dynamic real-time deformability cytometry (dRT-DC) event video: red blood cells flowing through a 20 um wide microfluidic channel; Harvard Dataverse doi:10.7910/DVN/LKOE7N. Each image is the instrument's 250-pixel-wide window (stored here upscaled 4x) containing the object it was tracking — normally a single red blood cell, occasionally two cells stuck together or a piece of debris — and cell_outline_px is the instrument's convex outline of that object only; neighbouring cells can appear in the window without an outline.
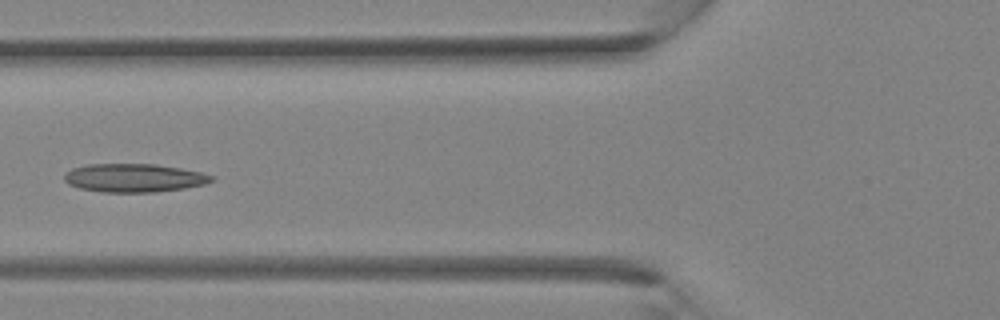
{"species": "Egyptian fruit bat (a non-hibernating species)", "species_latin": "Rousettus aegyptiacus", "temperature_condition": "room temperature", "stored_images_in_passage": 26, "camera_frame_rate_fps": 3000, "um_per_image_px": 0.085, "animal": {"sex": "female"}, "frame": {"image": 1, "passage_image": 4, "time_ms": 1.0, "image_size_px": [1000, 320], "cell_outline_px": [[216, 176], [212, 180], [204, 184], [184, 188], [156, 192], [100, 192], [80, 188], [68, 184], [64, 180], [64, 176], [72, 168], [88, 164], [156, 164], [180, 168], [200, 172]], "centroid_in_image_um": [11.39, 15.12], "position_along_channel_um": 114.4, "area_um2": 24.33}}
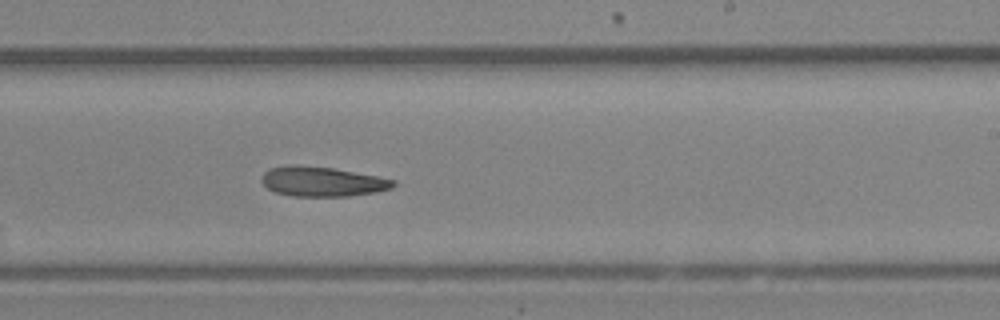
{"frame": {"image": 2, "passage_image": 12, "time_ms": 3.667, "image_size_px": [1000, 320], "cell_outline_px": [[396, 184], [392, 188], [376, 192], [348, 196], [292, 196], [276, 192], [268, 188], [260, 180], [260, 176], [268, 168], [332, 168], [376, 176], [396, 180]], "centroid_in_image_um": [27.45, 15.48], "position_along_channel_um": 261.6, "area_um2": 21.91}}
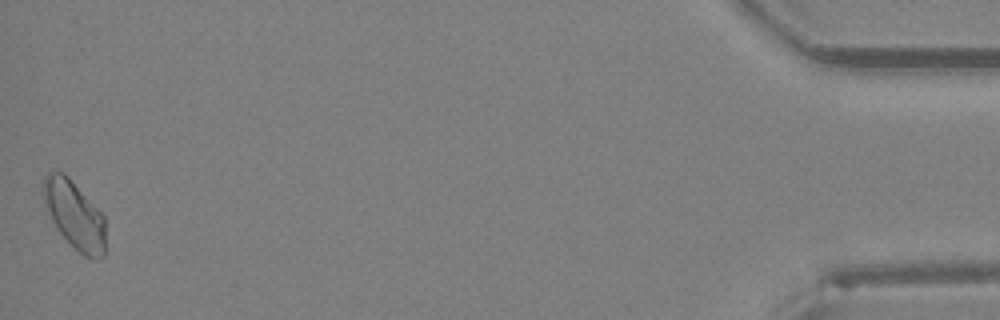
{"frame": {"image": 3, "passage_image": 26, "time_ms": 8.333, "image_size_px": [1000, 320], "cell_outline_px": [[104, 256], [84, 256], [60, 232], [52, 220], [44, 200], [44, 176], [48, 172], [64, 172], [68, 176], [104, 216]], "centroid_in_image_um": [6.33, 18.22], "position_along_channel_um": 428.9, "area_um2": 23.58}}